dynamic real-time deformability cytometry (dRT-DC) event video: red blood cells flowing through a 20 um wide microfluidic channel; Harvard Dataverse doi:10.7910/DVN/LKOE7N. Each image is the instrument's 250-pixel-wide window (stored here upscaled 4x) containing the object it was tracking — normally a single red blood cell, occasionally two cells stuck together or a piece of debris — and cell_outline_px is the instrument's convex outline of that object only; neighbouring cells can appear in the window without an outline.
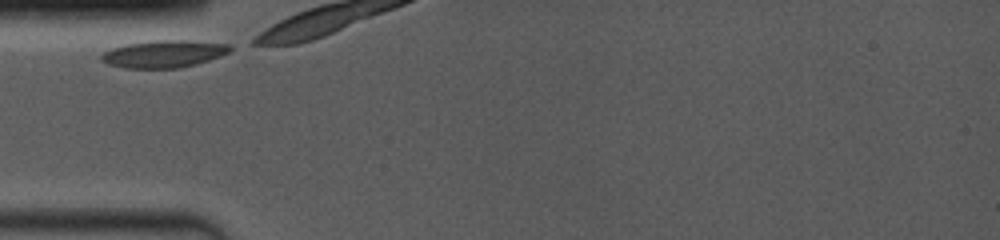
{"species": "common noctule bat (a hibernating species)", "species_latin": "Nyctalus noctula", "temperature_condition": "room temperature", "stored_images_in_passage": 3, "camera_frame_rate_fps": 4000, "um_per_image_px": 0.085, "animal": {"sex": "female", "body_mass_g": 19.0, "forearm_length_mm": 53.3}, "frame": {"image": 1, "passage_image": 1, "time_ms": 0.0, "image_size_px": [1000, 240], "cell_outline_px": [[232, 48], [228, 52], [220, 56], [196, 64], [180, 68], [124, 68], [108, 64], [100, 60], [100, 56], [104, 52], [112, 48], [128, 44], [160, 40], [188, 40], [232, 44]], "centroid_in_image_um": [13.94, 4.58], "position_along_channel_um": 71.1, "area_um2": 20.4}}